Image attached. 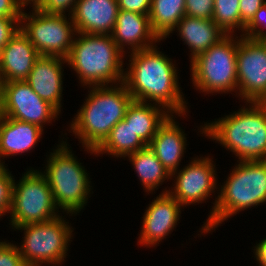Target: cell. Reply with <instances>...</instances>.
Returning <instances> with one entry per match:
<instances>
[{"mask_svg": "<svg viewBox=\"0 0 266 266\" xmlns=\"http://www.w3.org/2000/svg\"><path fill=\"white\" fill-rule=\"evenodd\" d=\"M156 48L154 45L131 53L123 83L133 100L155 101L154 104L164 107L170 114L184 116L187 103L180 92L175 64Z\"/></svg>", "mask_w": 266, "mask_h": 266, "instance_id": "cell-1", "label": "cell"}, {"mask_svg": "<svg viewBox=\"0 0 266 266\" xmlns=\"http://www.w3.org/2000/svg\"><path fill=\"white\" fill-rule=\"evenodd\" d=\"M111 86L89 87L92 90L70 125L73 134L81 139L80 143L91 154L96 155L95 149L111 129L124 119L133 101L123 82L119 86Z\"/></svg>", "mask_w": 266, "mask_h": 266, "instance_id": "cell-2", "label": "cell"}, {"mask_svg": "<svg viewBox=\"0 0 266 266\" xmlns=\"http://www.w3.org/2000/svg\"><path fill=\"white\" fill-rule=\"evenodd\" d=\"M248 103L249 108L206 123L201 134L231 150L238 161L266 160V103Z\"/></svg>", "mask_w": 266, "mask_h": 266, "instance_id": "cell-3", "label": "cell"}, {"mask_svg": "<svg viewBox=\"0 0 266 266\" xmlns=\"http://www.w3.org/2000/svg\"><path fill=\"white\" fill-rule=\"evenodd\" d=\"M76 35L78 37L74 38L66 60L67 65L76 71L83 86L121 84L124 80L125 53L117 46L112 36L87 33Z\"/></svg>", "mask_w": 266, "mask_h": 266, "instance_id": "cell-4", "label": "cell"}, {"mask_svg": "<svg viewBox=\"0 0 266 266\" xmlns=\"http://www.w3.org/2000/svg\"><path fill=\"white\" fill-rule=\"evenodd\" d=\"M220 191L202 233L211 232L239 211L266 202V160L240 161Z\"/></svg>", "mask_w": 266, "mask_h": 266, "instance_id": "cell-5", "label": "cell"}, {"mask_svg": "<svg viewBox=\"0 0 266 266\" xmlns=\"http://www.w3.org/2000/svg\"><path fill=\"white\" fill-rule=\"evenodd\" d=\"M57 147L47 159L43 174L47 178L57 209H63L67 214H77L86 206L91 181L67 143L63 141Z\"/></svg>", "mask_w": 266, "mask_h": 266, "instance_id": "cell-6", "label": "cell"}, {"mask_svg": "<svg viewBox=\"0 0 266 266\" xmlns=\"http://www.w3.org/2000/svg\"><path fill=\"white\" fill-rule=\"evenodd\" d=\"M236 40L232 34L226 35L191 60L192 82L202 93H228L237 89V48L240 39Z\"/></svg>", "mask_w": 266, "mask_h": 266, "instance_id": "cell-7", "label": "cell"}, {"mask_svg": "<svg viewBox=\"0 0 266 266\" xmlns=\"http://www.w3.org/2000/svg\"><path fill=\"white\" fill-rule=\"evenodd\" d=\"M62 216L39 223L24 224L15 229L24 230V240L19 248L27 266L61 264L66 258L72 228Z\"/></svg>", "mask_w": 266, "mask_h": 266, "instance_id": "cell-8", "label": "cell"}, {"mask_svg": "<svg viewBox=\"0 0 266 266\" xmlns=\"http://www.w3.org/2000/svg\"><path fill=\"white\" fill-rule=\"evenodd\" d=\"M18 182L14 180L12 188V229L24 224L50 221L59 216L47 178L41 171H26Z\"/></svg>", "mask_w": 266, "mask_h": 266, "instance_id": "cell-9", "label": "cell"}, {"mask_svg": "<svg viewBox=\"0 0 266 266\" xmlns=\"http://www.w3.org/2000/svg\"><path fill=\"white\" fill-rule=\"evenodd\" d=\"M32 7V15L22 12L21 31L40 56H58L66 59L76 35L71 15L67 19L66 15L47 14L35 6Z\"/></svg>", "mask_w": 266, "mask_h": 266, "instance_id": "cell-10", "label": "cell"}, {"mask_svg": "<svg viewBox=\"0 0 266 266\" xmlns=\"http://www.w3.org/2000/svg\"><path fill=\"white\" fill-rule=\"evenodd\" d=\"M240 37L237 48V93L246 102L266 103V42Z\"/></svg>", "mask_w": 266, "mask_h": 266, "instance_id": "cell-11", "label": "cell"}, {"mask_svg": "<svg viewBox=\"0 0 266 266\" xmlns=\"http://www.w3.org/2000/svg\"><path fill=\"white\" fill-rule=\"evenodd\" d=\"M0 87L2 116L43 128L46 122L51 123L60 113L49 102L40 98L26 81L0 83Z\"/></svg>", "mask_w": 266, "mask_h": 266, "instance_id": "cell-12", "label": "cell"}, {"mask_svg": "<svg viewBox=\"0 0 266 266\" xmlns=\"http://www.w3.org/2000/svg\"><path fill=\"white\" fill-rule=\"evenodd\" d=\"M193 159L180 172L175 171L171 174V177L177 175L174 189L163 192L169 193L183 207L184 205L202 203L216 189L217 177L212 159L209 156Z\"/></svg>", "mask_w": 266, "mask_h": 266, "instance_id": "cell-13", "label": "cell"}, {"mask_svg": "<svg viewBox=\"0 0 266 266\" xmlns=\"http://www.w3.org/2000/svg\"><path fill=\"white\" fill-rule=\"evenodd\" d=\"M182 205L169 193H161L149 204L143 215L139 243L142 246H156L162 239H166L178 220H180ZM180 213V214H179Z\"/></svg>", "mask_w": 266, "mask_h": 266, "instance_id": "cell-14", "label": "cell"}, {"mask_svg": "<svg viewBox=\"0 0 266 266\" xmlns=\"http://www.w3.org/2000/svg\"><path fill=\"white\" fill-rule=\"evenodd\" d=\"M40 54L19 29L1 49L0 83L25 81Z\"/></svg>", "mask_w": 266, "mask_h": 266, "instance_id": "cell-15", "label": "cell"}, {"mask_svg": "<svg viewBox=\"0 0 266 266\" xmlns=\"http://www.w3.org/2000/svg\"><path fill=\"white\" fill-rule=\"evenodd\" d=\"M118 12L117 0H77L71 17L76 33L111 35Z\"/></svg>", "mask_w": 266, "mask_h": 266, "instance_id": "cell-16", "label": "cell"}, {"mask_svg": "<svg viewBox=\"0 0 266 266\" xmlns=\"http://www.w3.org/2000/svg\"><path fill=\"white\" fill-rule=\"evenodd\" d=\"M67 60L58 56H40L25 80L43 100L61 111L62 66Z\"/></svg>", "mask_w": 266, "mask_h": 266, "instance_id": "cell-17", "label": "cell"}, {"mask_svg": "<svg viewBox=\"0 0 266 266\" xmlns=\"http://www.w3.org/2000/svg\"><path fill=\"white\" fill-rule=\"evenodd\" d=\"M111 36L124 53L125 45H129L131 52H134L150 48L160 41L151 29L149 15L123 10L118 12Z\"/></svg>", "mask_w": 266, "mask_h": 266, "instance_id": "cell-18", "label": "cell"}, {"mask_svg": "<svg viewBox=\"0 0 266 266\" xmlns=\"http://www.w3.org/2000/svg\"><path fill=\"white\" fill-rule=\"evenodd\" d=\"M173 118L171 114L148 144L170 175L179 168L187 141L184 131Z\"/></svg>", "mask_w": 266, "mask_h": 266, "instance_id": "cell-19", "label": "cell"}, {"mask_svg": "<svg viewBox=\"0 0 266 266\" xmlns=\"http://www.w3.org/2000/svg\"><path fill=\"white\" fill-rule=\"evenodd\" d=\"M43 128L14 118H0V158L18 155L34 148L40 140ZM4 162L0 159V165Z\"/></svg>", "mask_w": 266, "mask_h": 266, "instance_id": "cell-20", "label": "cell"}, {"mask_svg": "<svg viewBox=\"0 0 266 266\" xmlns=\"http://www.w3.org/2000/svg\"><path fill=\"white\" fill-rule=\"evenodd\" d=\"M175 29L178 30L184 43L190 47L191 60L226 36L212 19H200L187 15L178 22Z\"/></svg>", "mask_w": 266, "mask_h": 266, "instance_id": "cell-21", "label": "cell"}, {"mask_svg": "<svg viewBox=\"0 0 266 266\" xmlns=\"http://www.w3.org/2000/svg\"><path fill=\"white\" fill-rule=\"evenodd\" d=\"M170 115L160 105L133 100L126 111L124 120L130 124L135 134L148 145L156 135L158 128Z\"/></svg>", "mask_w": 266, "mask_h": 266, "instance_id": "cell-22", "label": "cell"}, {"mask_svg": "<svg viewBox=\"0 0 266 266\" xmlns=\"http://www.w3.org/2000/svg\"><path fill=\"white\" fill-rule=\"evenodd\" d=\"M185 15V0H151L150 25L160 40L167 38Z\"/></svg>", "mask_w": 266, "mask_h": 266, "instance_id": "cell-23", "label": "cell"}, {"mask_svg": "<svg viewBox=\"0 0 266 266\" xmlns=\"http://www.w3.org/2000/svg\"><path fill=\"white\" fill-rule=\"evenodd\" d=\"M147 145L135 134L130 124L119 121L105 140L95 149L97 155L107 153L115 157H127Z\"/></svg>", "mask_w": 266, "mask_h": 266, "instance_id": "cell-24", "label": "cell"}, {"mask_svg": "<svg viewBox=\"0 0 266 266\" xmlns=\"http://www.w3.org/2000/svg\"><path fill=\"white\" fill-rule=\"evenodd\" d=\"M128 158L133 164L132 166H134L146 192L154 191V189L162 185L167 178H171L169 172L148 145L128 155Z\"/></svg>", "mask_w": 266, "mask_h": 266, "instance_id": "cell-25", "label": "cell"}, {"mask_svg": "<svg viewBox=\"0 0 266 266\" xmlns=\"http://www.w3.org/2000/svg\"><path fill=\"white\" fill-rule=\"evenodd\" d=\"M239 5L240 0H214L212 20L226 35L234 33L236 28L242 33L245 30V25L241 22Z\"/></svg>", "mask_w": 266, "mask_h": 266, "instance_id": "cell-26", "label": "cell"}, {"mask_svg": "<svg viewBox=\"0 0 266 266\" xmlns=\"http://www.w3.org/2000/svg\"><path fill=\"white\" fill-rule=\"evenodd\" d=\"M14 178L5 165H0V217L10 213Z\"/></svg>", "mask_w": 266, "mask_h": 266, "instance_id": "cell-27", "label": "cell"}, {"mask_svg": "<svg viewBox=\"0 0 266 266\" xmlns=\"http://www.w3.org/2000/svg\"><path fill=\"white\" fill-rule=\"evenodd\" d=\"M261 26L262 28L266 27V2L258 9L252 20L245 26V34L240 35L253 40H264L266 39V32H264Z\"/></svg>", "mask_w": 266, "mask_h": 266, "instance_id": "cell-28", "label": "cell"}, {"mask_svg": "<svg viewBox=\"0 0 266 266\" xmlns=\"http://www.w3.org/2000/svg\"><path fill=\"white\" fill-rule=\"evenodd\" d=\"M214 0H185V14L200 19H212Z\"/></svg>", "mask_w": 266, "mask_h": 266, "instance_id": "cell-29", "label": "cell"}, {"mask_svg": "<svg viewBox=\"0 0 266 266\" xmlns=\"http://www.w3.org/2000/svg\"><path fill=\"white\" fill-rule=\"evenodd\" d=\"M77 0H40L35 7L47 14L69 15L73 14Z\"/></svg>", "mask_w": 266, "mask_h": 266, "instance_id": "cell-30", "label": "cell"}, {"mask_svg": "<svg viewBox=\"0 0 266 266\" xmlns=\"http://www.w3.org/2000/svg\"><path fill=\"white\" fill-rule=\"evenodd\" d=\"M0 266H27L18 246L6 241L0 242Z\"/></svg>", "mask_w": 266, "mask_h": 266, "instance_id": "cell-31", "label": "cell"}, {"mask_svg": "<svg viewBox=\"0 0 266 266\" xmlns=\"http://www.w3.org/2000/svg\"><path fill=\"white\" fill-rule=\"evenodd\" d=\"M17 23V24H16ZM20 29V19L5 18L0 16V48L8 44L10 39Z\"/></svg>", "mask_w": 266, "mask_h": 266, "instance_id": "cell-32", "label": "cell"}, {"mask_svg": "<svg viewBox=\"0 0 266 266\" xmlns=\"http://www.w3.org/2000/svg\"><path fill=\"white\" fill-rule=\"evenodd\" d=\"M24 7L21 0H0V16L21 19Z\"/></svg>", "mask_w": 266, "mask_h": 266, "instance_id": "cell-33", "label": "cell"}, {"mask_svg": "<svg viewBox=\"0 0 266 266\" xmlns=\"http://www.w3.org/2000/svg\"><path fill=\"white\" fill-rule=\"evenodd\" d=\"M265 2V0H240L241 22L246 26Z\"/></svg>", "mask_w": 266, "mask_h": 266, "instance_id": "cell-34", "label": "cell"}, {"mask_svg": "<svg viewBox=\"0 0 266 266\" xmlns=\"http://www.w3.org/2000/svg\"><path fill=\"white\" fill-rule=\"evenodd\" d=\"M119 10L149 15L151 0H117Z\"/></svg>", "mask_w": 266, "mask_h": 266, "instance_id": "cell-35", "label": "cell"}, {"mask_svg": "<svg viewBox=\"0 0 266 266\" xmlns=\"http://www.w3.org/2000/svg\"><path fill=\"white\" fill-rule=\"evenodd\" d=\"M255 258L259 266H266V239L260 241L254 249Z\"/></svg>", "mask_w": 266, "mask_h": 266, "instance_id": "cell-36", "label": "cell"}, {"mask_svg": "<svg viewBox=\"0 0 266 266\" xmlns=\"http://www.w3.org/2000/svg\"><path fill=\"white\" fill-rule=\"evenodd\" d=\"M22 3L25 5V6H28V4L32 2V6H35L40 0H21Z\"/></svg>", "mask_w": 266, "mask_h": 266, "instance_id": "cell-37", "label": "cell"}, {"mask_svg": "<svg viewBox=\"0 0 266 266\" xmlns=\"http://www.w3.org/2000/svg\"><path fill=\"white\" fill-rule=\"evenodd\" d=\"M2 117L1 87H0V118Z\"/></svg>", "mask_w": 266, "mask_h": 266, "instance_id": "cell-38", "label": "cell"}]
</instances>
